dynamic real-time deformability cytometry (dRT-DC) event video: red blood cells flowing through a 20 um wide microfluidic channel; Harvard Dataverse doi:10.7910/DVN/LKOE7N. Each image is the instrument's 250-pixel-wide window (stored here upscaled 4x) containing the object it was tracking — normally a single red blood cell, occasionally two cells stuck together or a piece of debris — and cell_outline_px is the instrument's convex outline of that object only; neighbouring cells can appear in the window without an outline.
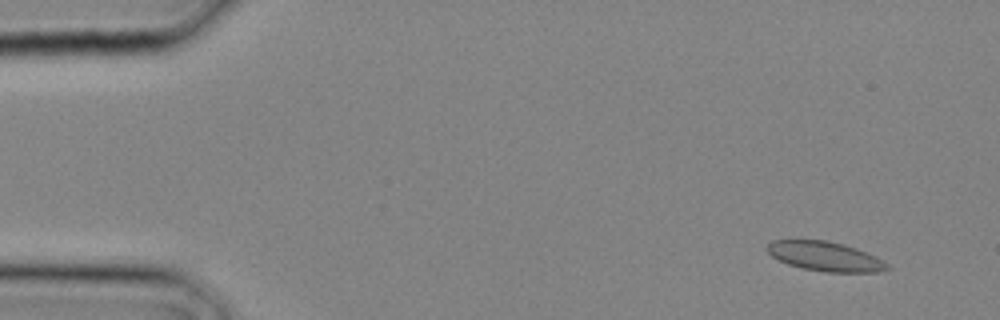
{"species": "common noctule bat (a hibernating species)", "species_latin": "Nyctalus noctula", "temperature_condition": "cold", "stored_images_in_passage": 13, "camera_frame_rate_fps": 3000, "um_per_image_px": 0.085, "animal": {"sex": "male", "body_mass_g": 20.4}, "frame": {"image": 1, "passage_image": 3, "time_ms": 0.667, "image_size_px": [1000, 320], "cell_outline_px": [[892, 268], [880, 272], [824, 272], [800, 268], [788, 264], [772, 256], [764, 248], [772, 240], [828, 240], [844, 244], [856, 248], [876, 256], [888, 264]], "centroid_in_image_um": [70.15, 21.79], "position_along_channel_um": 14.9, "area_um2": 20.81}}
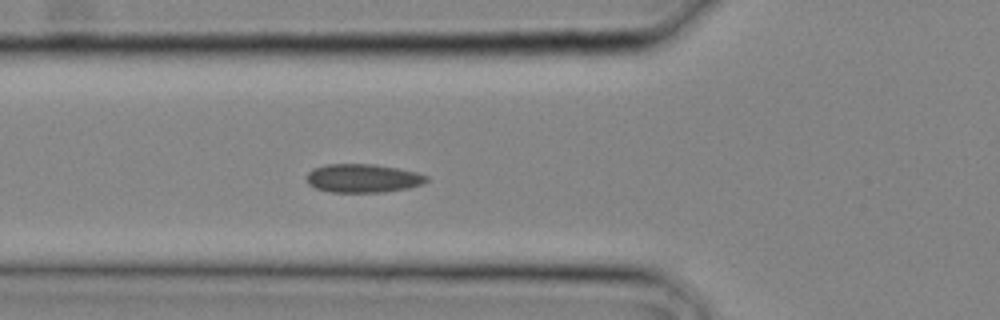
{"frame": {"image": 2, "passage_image": 11, "time_ms": 3.333, "image_size_px": [1000, 320], "cell_outline_px": [[428, 180], [424, 184], [408, 188], [384, 192], [332, 192], [316, 188], [308, 184], [308, 172], [312, 168], [324, 164], [376, 164], [416, 172], [428, 176]], "centroid_in_image_um": [30.86, 15.15], "position_along_channel_um": 94.9, "area_um2": 20.0}}
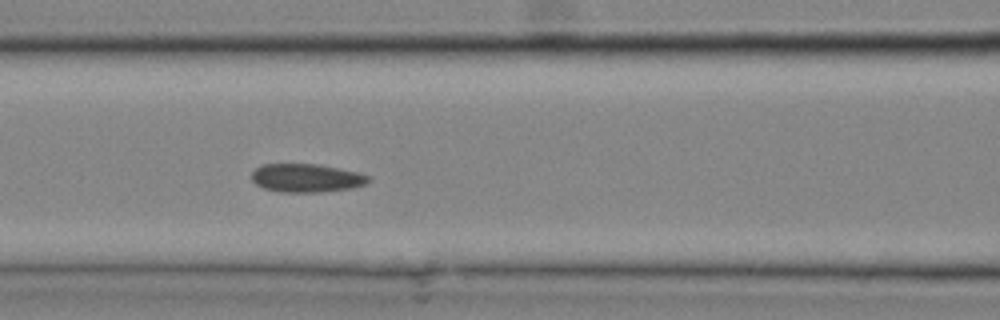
{"frame": {"image": 3, "passage_image": 13, "time_ms": 4.0, "image_size_px": [1000, 320], "cell_outline_px": [[372, 176], [364, 184], [352, 188], [320, 192], [280, 192], [264, 188], [256, 184], [252, 180], [252, 172], [260, 164], [316, 164], [356, 172]], "centroid_in_image_um": [26.01, 15.13], "position_along_channel_um": 140.6, "area_um2": 19.19}}